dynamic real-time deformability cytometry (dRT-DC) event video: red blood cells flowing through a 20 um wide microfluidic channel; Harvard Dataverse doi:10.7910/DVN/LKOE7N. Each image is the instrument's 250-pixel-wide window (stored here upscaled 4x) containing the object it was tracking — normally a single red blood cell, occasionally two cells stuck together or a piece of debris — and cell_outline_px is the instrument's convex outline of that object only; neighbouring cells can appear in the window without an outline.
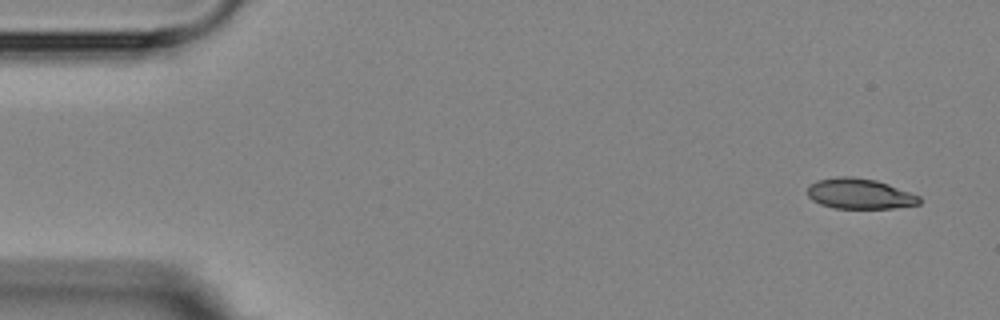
{"species": "Egyptian fruit bat (a non-hibernating species)", "species_latin": "Rousettus aegyptiacus", "temperature_condition": "room temperature", "stored_images_in_passage": 3, "camera_frame_rate_fps": 3000, "um_per_image_px": 0.085, "animal": {"sex": "female"}, "frame": {"image": 1, "passage_image": 1, "time_ms": 0.0, "image_size_px": [1000, 320], "cell_outline_px": [[920, 204], [892, 208], [832, 208], [820, 204], [812, 200], [808, 196], [808, 184], [816, 180], [836, 176], [852, 176], [876, 180], [888, 184], [920, 196]], "centroid_in_image_um": [73.03, 16.46], "position_along_channel_um": 12.0, "area_um2": 19.94}}
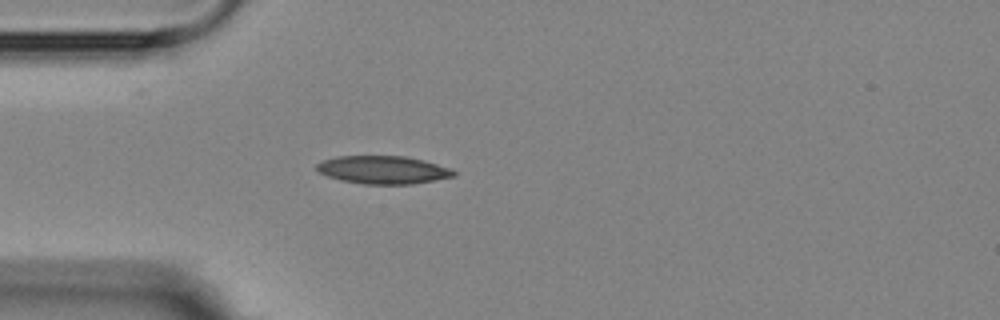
{"frame": {"image": 2, "passage_image": 3, "time_ms": 4.0, "image_size_px": [1000, 320], "cell_outline_px": [[456, 176], [412, 184], [364, 184], [340, 180], [328, 176], [320, 172], [316, 168], [316, 164], [324, 160], [336, 156], [404, 156], [424, 160], [452, 168], [456, 172]], "centroid_in_image_um": [32.59, 14.43], "position_along_channel_um": 52.4, "area_um2": 22.37}}